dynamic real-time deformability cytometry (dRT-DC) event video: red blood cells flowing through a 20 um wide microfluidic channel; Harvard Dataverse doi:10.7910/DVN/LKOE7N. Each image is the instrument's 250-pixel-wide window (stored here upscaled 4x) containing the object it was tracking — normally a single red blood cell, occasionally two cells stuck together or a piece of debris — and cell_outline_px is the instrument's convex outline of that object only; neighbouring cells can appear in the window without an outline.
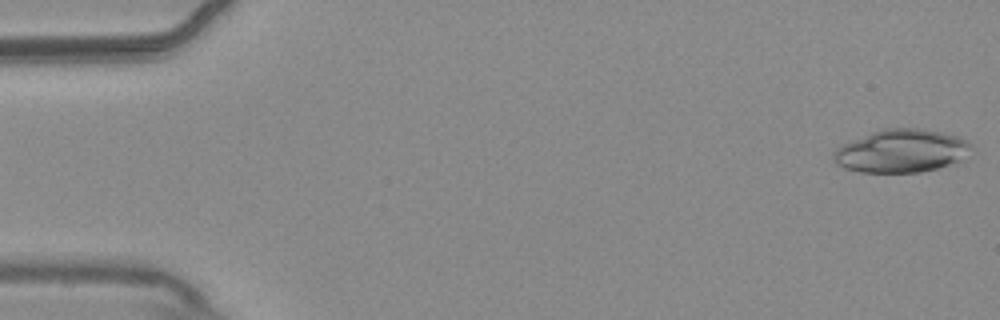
{"species": "common noctule bat (a hibernating species)", "species_latin": "Nyctalus noctula", "temperature_condition": "warm", "stored_images_in_passage": 54, "camera_frame_rate_fps": 3000, "um_per_image_px": 0.085, "animal": {"sex": "male", "body_mass_g": 20.4}, "frame": {"image": 1, "passage_image": 1, "time_ms": 0.0, "image_size_px": [1000, 320], "cell_outline_px": [[972, 148], [956, 160], [948, 164], [936, 168], [920, 172], [860, 172], [844, 168], [836, 164], [832, 160], [832, 152], [836, 148], [852, 140], [880, 128], [920, 128], [940, 132], [956, 136], [968, 140], [972, 144]], "centroid_in_image_um": [76.53, 12.82], "position_along_channel_um": 8.5, "area_um2": 34.28}}
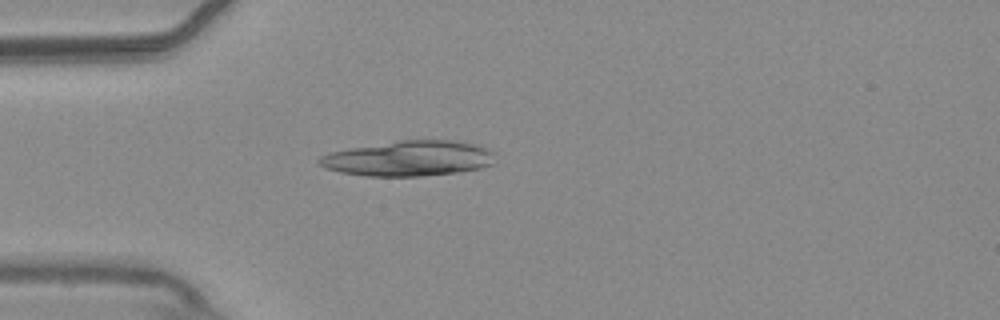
{"frame": {"image": 2, "passage_image": 15, "time_ms": 4.667, "image_size_px": [1000, 320], "cell_outline_px": [[496, 152], [492, 164], [480, 168], [456, 172], [424, 176], [364, 176], [340, 172], [324, 168], [316, 164], [316, 160], [320, 156], [332, 152], [352, 148], [400, 140], [452, 140], [476, 144], [488, 148]], "centroid_in_image_um": [34.75, 13.47], "position_along_channel_um": 50.3, "area_um2": 36.3}}
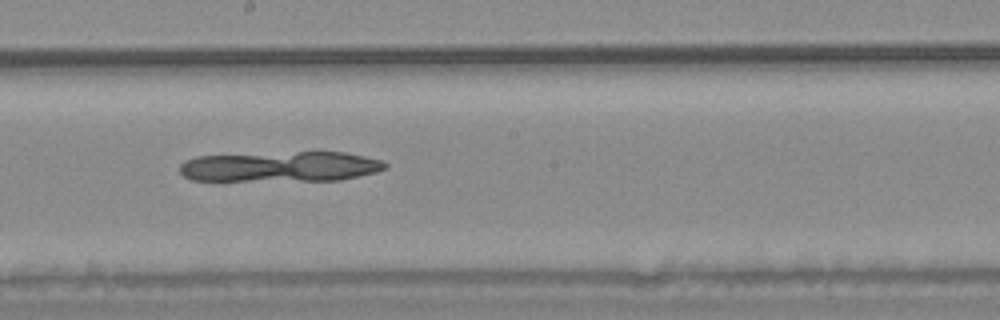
{"frame": {"image": 3, "passage_image": 30, "time_ms": 9.667, "image_size_px": [1000, 320], "cell_outline_px": [[388, 168], [376, 172], [340, 180], [192, 180], [184, 176], [180, 172], [180, 164], [184, 160], [196, 156], [300, 152], [344, 152], [384, 160], [388, 164]], "centroid_in_image_um": [23.88, 14.16], "position_along_channel_um": 224.3, "area_um2": 36.13}}